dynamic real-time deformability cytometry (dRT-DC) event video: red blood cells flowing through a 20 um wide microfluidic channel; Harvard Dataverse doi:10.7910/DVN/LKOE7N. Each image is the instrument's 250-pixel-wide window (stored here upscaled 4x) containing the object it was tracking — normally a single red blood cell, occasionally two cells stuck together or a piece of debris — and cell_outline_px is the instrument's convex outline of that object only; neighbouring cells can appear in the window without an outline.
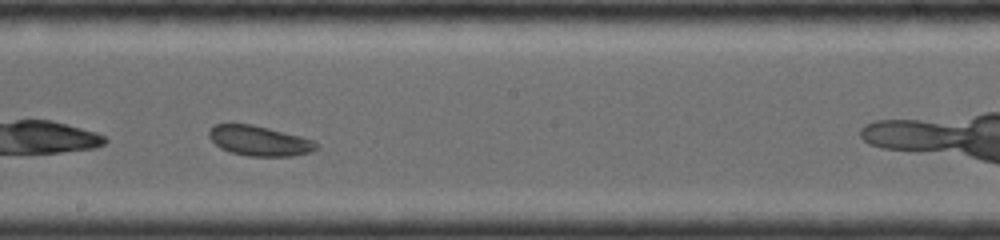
{"species": "common noctule bat (a hibernating species)", "species_latin": "Nyctalus noctula", "temperature_condition": "room temperature", "stored_images_in_passage": 40, "camera_frame_rate_fps": 4000, "um_per_image_px": 0.085, "animal": {"sex": "female", "body_mass_g": 19.0, "forearm_length_mm": 56.7}, "frame": {"image": 1, "passage_image": 23, "time_ms": 4.25, "image_size_px": [1000, 240], "cell_outline_px": [[320, 148], [312, 152], [292, 156], [248, 156], [228, 152], [220, 148], [208, 136], [208, 128], [212, 124], [252, 124], [316, 140]], "centroid_in_image_um": [22.05, 11.97], "position_along_channel_um": 226.1, "area_um2": 19.07}}
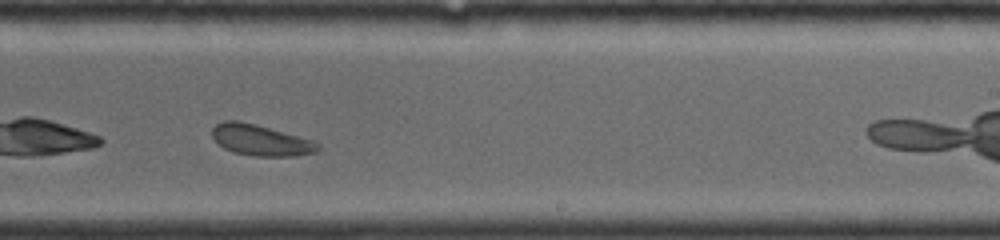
{"frame": {"image": 2, "passage_image": 29, "time_ms": 5.25, "image_size_px": [1000, 240], "cell_outline_px": [[320, 148], [316, 152], [296, 156], [252, 156], [232, 152], [224, 148], [212, 136], [212, 128], [216, 124], [224, 120], [236, 120], [256, 124], [312, 140], [320, 144]], "centroid_in_image_um": [22.15, 11.92], "position_along_channel_um": 266.8, "area_um2": 19.07}}
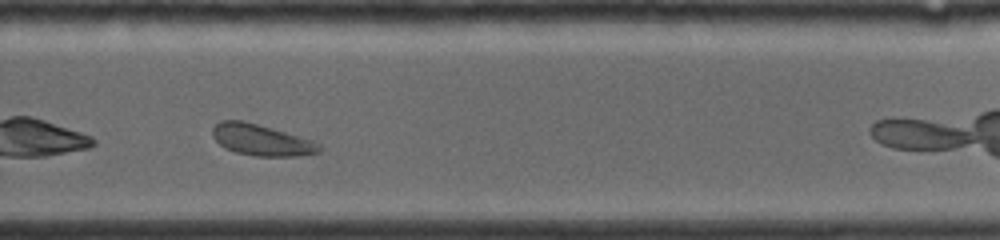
{"frame": {"image": 3, "passage_image": 34, "time_ms": 6.25, "image_size_px": [1000, 240], "cell_outline_px": [[324, 148], [320, 152], [300, 156], [256, 156], [236, 152], [224, 148], [212, 136], [212, 128], [220, 120], [244, 120], [312, 140], [320, 144]], "centroid_in_image_um": [22.22, 11.9], "position_along_channel_um": 307.6, "area_um2": 19.48}}